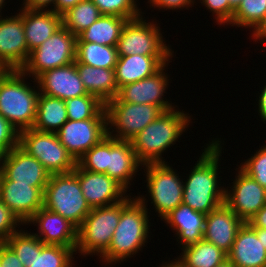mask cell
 Instances as JSON below:
<instances>
[{"mask_svg":"<svg viewBox=\"0 0 266 267\" xmlns=\"http://www.w3.org/2000/svg\"><path fill=\"white\" fill-rule=\"evenodd\" d=\"M221 140H212L202 154L188 179L183 182L182 204L204 213L217 209L225 202V188L219 187V159L222 151Z\"/></svg>","mask_w":266,"mask_h":267,"instance_id":"1","label":"cell"},{"mask_svg":"<svg viewBox=\"0 0 266 267\" xmlns=\"http://www.w3.org/2000/svg\"><path fill=\"white\" fill-rule=\"evenodd\" d=\"M149 216L145 197L126 196L121 201V216L108 250L100 257L103 264H117L133 257L148 241ZM132 255V256H131Z\"/></svg>","mask_w":266,"mask_h":267,"instance_id":"2","label":"cell"},{"mask_svg":"<svg viewBox=\"0 0 266 267\" xmlns=\"http://www.w3.org/2000/svg\"><path fill=\"white\" fill-rule=\"evenodd\" d=\"M184 111L173 108L162 112L153 122L130 140L138 160L148 163H165L162 153L176 144L189 127L190 117Z\"/></svg>","mask_w":266,"mask_h":267,"instance_id":"3","label":"cell"},{"mask_svg":"<svg viewBox=\"0 0 266 267\" xmlns=\"http://www.w3.org/2000/svg\"><path fill=\"white\" fill-rule=\"evenodd\" d=\"M25 77L21 70H9L0 80V114L18 132L33 127L40 94Z\"/></svg>","mask_w":266,"mask_h":267,"instance_id":"4","label":"cell"},{"mask_svg":"<svg viewBox=\"0 0 266 267\" xmlns=\"http://www.w3.org/2000/svg\"><path fill=\"white\" fill-rule=\"evenodd\" d=\"M43 207L61 215L77 228L91 211L73 171L50 175L43 194Z\"/></svg>","mask_w":266,"mask_h":267,"instance_id":"5","label":"cell"},{"mask_svg":"<svg viewBox=\"0 0 266 267\" xmlns=\"http://www.w3.org/2000/svg\"><path fill=\"white\" fill-rule=\"evenodd\" d=\"M121 216V201L99 208H93L78 228V242L75 252L102 256L109 248L115 228ZM78 251V252H77Z\"/></svg>","mask_w":266,"mask_h":267,"instance_id":"6","label":"cell"},{"mask_svg":"<svg viewBox=\"0 0 266 267\" xmlns=\"http://www.w3.org/2000/svg\"><path fill=\"white\" fill-rule=\"evenodd\" d=\"M77 37L63 25L38 48L30 52L21 71L36 79L43 72L65 66L76 61Z\"/></svg>","mask_w":266,"mask_h":267,"instance_id":"7","label":"cell"},{"mask_svg":"<svg viewBox=\"0 0 266 267\" xmlns=\"http://www.w3.org/2000/svg\"><path fill=\"white\" fill-rule=\"evenodd\" d=\"M19 146L35 157L50 174L72 172L77 161L60 142L56 133L33 128L19 132Z\"/></svg>","mask_w":266,"mask_h":267,"instance_id":"8","label":"cell"},{"mask_svg":"<svg viewBox=\"0 0 266 267\" xmlns=\"http://www.w3.org/2000/svg\"><path fill=\"white\" fill-rule=\"evenodd\" d=\"M116 48L118 56H173L174 52L165 44L160 27L143 15L125 23Z\"/></svg>","mask_w":266,"mask_h":267,"instance_id":"9","label":"cell"},{"mask_svg":"<svg viewBox=\"0 0 266 267\" xmlns=\"http://www.w3.org/2000/svg\"><path fill=\"white\" fill-rule=\"evenodd\" d=\"M105 110L107 135L124 141L132 140L163 112L154 104H131L128 102H108L105 104Z\"/></svg>","mask_w":266,"mask_h":267,"instance_id":"10","label":"cell"},{"mask_svg":"<svg viewBox=\"0 0 266 267\" xmlns=\"http://www.w3.org/2000/svg\"><path fill=\"white\" fill-rule=\"evenodd\" d=\"M146 182L152 204L163 220L172 210L182 204L183 180L173 167L165 163L144 164ZM178 175V176H177Z\"/></svg>","mask_w":266,"mask_h":267,"instance_id":"11","label":"cell"},{"mask_svg":"<svg viewBox=\"0 0 266 267\" xmlns=\"http://www.w3.org/2000/svg\"><path fill=\"white\" fill-rule=\"evenodd\" d=\"M229 191L225 189V204L244 222L266 204V189L240 168Z\"/></svg>","mask_w":266,"mask_h":267,"instance_id":"12","label":"cell"},{"mask_svg":"<svg viewBox=\"0 0 266 267\" xmlns=\"http://www.w3.org/2000/svg\"><path fill=\"white\" fill-rule=\"evenodd\" d=\"M29 55L23 27V8L12 17L3 18L0 15V65L8 70H21Z\"/></svg>","mask_w":266,"mask_h":267,"instance_id":"13","label":"cell"},{"mask_svg":"<svg viewBox=\"0 0 266 267\" xmlns=\"http://www.w3.org/2000/svg\"><path fill=\"white\" fill-rule=\"evenodd\" d=\"M56 134L77 161L107 136V119L68 120Z\"/></svg>","mask_w":266,"mask_h":267,"instance_id":"14","label":"cell"},{"mask_svg":"<svg viewBox=\"0 0 266 267\" xmlns=\"http://www.w3.org/2000/svg\"><path fill=\"white\" fill-rule=\"evenodd\" d=\"M168 67L164 65L154 75L139 80L137 82L123 85L119 88L116 98L109 102H128L131 104H154L157 105L163 112L171 110L174 107L173 103L164 100V93L169 85L167 73L164 70Z\"/></svg>","mask_w":266,"mask_h":267,"instance_id":"15","label":"cell"},{"mask_svg":"<svg viewBox=\"0 0 266 267\" xmlns=\"http://www.w3.org/2000/svg\"><path fill=\"white\" fill-rule=\"evenodd\" d=\"M73 172L91 209L116 204L128 196L127 190L107 174L86 171L78 164Z\"/></svg>","mask_w":266,"mask_h":267,"instance_id":"16","label":"cell"},{"mask_svg":"<svg viewBox=\"0 0 266 267\" xmlns=\"http://www.w3.org/2000/svg\"><path fill=\"white\" fill-rule=\"evenodd\" d=\"M0 172L8 180L38 187L43 193L51 175L35 157L19 145L4 155Z\"/></svg>","mask_w":266,"mask_h":267,"instance_id":"17","label":"cell"},{"mask_svg":"<svg viewBox=\"0 0 266 267\" xmlns=\"http://www.w3.org/2000/svg\"><path fill=\"white\" fill-rule=\"evenodd\" d=\"M33 82L37 83L35 87L39 89L41 94L57 97L64 101L88 94L75 62L47 70Z\"/></svg>","mask_w":266,"mask_h":267,"instance_id":"18","label":"cell"},{"mask_svg":"<svg viewBox=\"0 0 266 267\" xmlns=\"http://www.w3.org/2000/svg\"><path fill=\"white\" fill-rule=\"evenodd\" d=\"M43 194L38 187L8 180L0 172V200L23 224L43 208Z\"/></svg>","mask_w":266,"mask_h":267,"instance_id":"19","label":"cell"},{"mask_svg":"<svg viewBox=\"0 0 266 267\" xmlns=\"http://www.w3.org/2000/svg\"><path fill=\"white\" fill-rule=\"evenodd\" d=\"M38 226V233H33L44 244L70 247L74 251L78 242V228L61 215L43 207L27 222Z\"/></svg>","mask_w":266,"mask_h":267,"instance_id":"20","label":"cell"},{"mask_svg":"<svg viewBox=\"0 0 266 267\" xmlns=\"http://www.w3.org/2000/svg\"><path fill=\"white\" fill-rule=\"evenodd\" d=\"M244 222L224 203L206 214L203 240L228 254Z\"/></svg>","mask_w":266,"mask_h":267,"instance_id":"21","label":"cell"},{"mask_svg":"<svg viewBox=\"0 0 266 267\" xmlns=\"http://www.w3.org/2000/svg\"><path fill=\"white\" fill-rule=\"evenodd\" d=\"M142 165L130 141L117 140L107 135V175L110 178L127 190Z\"/></svg>","mask_w":266,"mask_h":267,"instance_id":"22","label":"cell"},{"mask_svg":"<svg viewBox=\"0 0 266 267\" xmlns=\"http://www.w3.org/2000/svg\"><path fill=\"white\" fill-rule=\"evenodd\" d=\"M173 56H118L115 66V81L118 89L123 85L148 78L158 72L164 65L172 62Z\"/></svg>","mask_w":266,"mask_h":267,"instance_id":"23","label":"cell"},{"mask_svg":"<svg viewBox=\"0 0 266 267\" xmlns=\"http://www.w3.org/2000/svg\"><path fill=\"white\" fill-rule=\"evenodd\" d=\"M227 258L235 267H266V249L247 223L238 230Z\"/></svg>","mask_w":266,"mask_h":267,"instance_id":"24","label":"cell"},{"mask_svg":"<svg viewBox=\"0 0 266 267\" xmlns=\"http://www.w3.org/2000/svg\"><path fill=\"white\" fill-rule=\"evenodd\" d=\"M206 215L186 206L179 205L163 221L173 229L181 248L203 240ZM179 239V240H178Z\"/></svg>","mask_w":266,"mask_h":267,"instance_id":"25","label":"cell"},{"mask_svg":"<svg viewBox=\"0 0 266 267\" xmlns=\"http://www.w3.org/2000/svg\"><path fill=\"white\" fill-rule=\"evenodd\" d=\"M62 26V15L52 10L23 8V27L29 52L38 48Z\"/></svg>","mask_w":266,"mask_h":267,"instance_id":"26","label":"cell"},{"mask_svg":"<svg viewBox=\"0 0 266 267\" xmlns=\"http://www.w3.org/2000/svg\"><path fill=\"white\" fill-rule=\"evenodd\" d=\"M75 64L88 94L96 96L104 104L117 97L119 89L114 69L93 67L77 60Z\"/></svg>","mask_w":266,"mask_h":267,"instance_id":"27","label":"cell"},{"mask_svg":"<svg viewBox=\"0 0 266 267\" xmlns=\"http://www.w3.org/2000/svg\"><path fill=\"white\" fill-rule=\"evenodd\" d=\"M67 121L65 101L40 93L36 119L32 128L41 132L56 133Z\"/></svg>","mask_w":266,"mask_h":267,"instance_id":"28","label":"cell"},{"mask_svg":"<svg viewBox=\"0 0 266 267\" xmlns=\"http://www.w3.org/2000/svg\"><path fill=\"white\" fill-rule=\"evenodd\" d=\"M128 20L114 15H101L86 30L77 36L76 42H91L116 46L123 26Z\"/></svg>","mask_w":266,"mask_h":267,"instance_id":"29","label":"cell"},{"mask_svg":"<svg viewBox=\"0 0 266 267\" xmlns=\"http://www.w3.org/2000/svg\"><path fill=\"white\" fill-rule=\"evenodd\" d=\"M179 258L189 267H215L227 259V254L214 244L200 240L181 248Z\"/></svg>","mask_w":266,"mask_h":267,"instance_id":"30","label":"cell"},{"mask_svg":"<svg viewBox=\"0 0 266 267\" xmlns=\"http://www.w3.org/2000/svg\"><path fill=\"white\" fill-rule=\"evenodd\" d=\"M76 60L93 67L115 69L117 48L91 42H76Z\"/></svg>","mask_w":266,"mask_h":267,"instance_id":"31","label":"cell"},{"mask_svg":"<svg viewBox=\"0 0 266 267\" xmlns=\"http://www.w3.org/2000/svg\"><path fill=\"white\" fill-rule=\"evenodd\" d=\"M74 252L70 247L44 244L35 236V256L29 267H72Z\"/></svg>","mask_w":266,"mask_h":267,"instance_id":"32","label":"cell"},{"mask_svg":"<svg viewBox=\"0 0 266 267\" xmlns=\"http://www.w3.org/2000/svg\"><path fill=\"white\" fill-rule=\"evenodd\" d=\"M101 15L91 0H83L62 14V25L77 37Z\"/></svg>","mask_w":266,"mask_h":267,"instance_id":"33","label":"cell"},{"mask_svg":"<svg viewBox=\"0 0 266 267\" xmlns=\"http://www.w3.org/2000/svg\"><path fill=\"white\" fill-rule=\"evenodd\" d=\"M68 120L107 119L105 104L87 94L65 101Z\"/></svg>","mask_w":266,"mask_h":267,"instance_id":"34","label":"cell"},{"mask_svg":"<svg viewBox=\"0 0 266 267\" xmlns=\"http://www.w3.org/2000/svg\"><path fill=\"white\" fill-rule=\"evenodd\" d=\"M266 15V0H242L234 11L229 25L253 28L254 31Z\"/></svg>","mask_w":266,"mask_h":267,"instance_id":"35","label":"cell"},{"mask_svg":"<svg viewBox=\"0 0 266 267\" xmlns=\"http://www.w3.org/2000/svg\"><path fill=\"white\" fill-rule=\"evenodd\" d=\"M77 164L86 171L107 174V136L82 155Z\"/></svg>","mask_w":266,"mask_h":267,"instance_id":"36","label":"cell"},{"mask_svg":"<svg viewBox=\"0 0 266 267\" xmlns=\"http://www.w3.org/2000/svg\"><path fill=\"white\" fill-rule=\"evenodd\" d=\"M16 253L18 259L29 267L35 256V235L22 229L13 233L5 241Z\"/></svg>","mask_w":266,"mask_h":267,"instance_id":"37","label":"cell"},{"mask_svg":"<svg viewBox=\"0 0 266 267\" xmlns=\"http://www.w3.org/2000/svg\"><path fill=\"white\" fill-rule=\"evenodd\" d=\"M100 10L102 15H114L135 19L141 16V9H138L137 0H91Z\"/></svg>","mask_w":266,"mask_h":267,"instance_id":"38","label":"cell"},{"mask_svg":"<svg viewBox=\"0 0 266 267\" xmlns=\"http://www.w3.org/2000/svg\"><path fill=\"white\" fill-rule=\"evenodd\" d=\"M266 189V144L239 167Z\"/></svg>","mask_w":266,"mask_h":267,"instance_id":"39","label":"cell"},{"mask_svg":"<svg viewBox=\"0 0 266 267\" xmlns=\"http://www.w3.org/2000/svg\"><path fill=\"white\" fill-rule=\"evenodd\" d=\"M23 223L18 217L0 200V242H5L13 233L19 231L16 228Z\"/></svg>","mask_w":266,"mask_h":267,"instance_id":"40","label":"cell"},{"mask_svg":"<svg viewBox=\"0 0 266 267\" xmlns=\"http://www.w3.org/2000/svg\"><path fill=\"white\" fill-rule=\"evenodd\" d=\"M200 2L215 14L219 25H228L231 22L235 10L230 6L229 0H200Z\"/></svg>","mask_w":266,"mask_h":267,"instance_id":"41","label":"cell"},{"mask_svg":"<svg viewBox=\"0 0 266 267\" xmlns=\"http://www.w3.org/2000/svg\"><path fill=\"white\" fill-rule=\"evenodd\" d=\"M19 145V132L0 114V149L6 154Z\"/></svg>","mask_w":266,"mask_h":267,"instance_id":"42","label":"cell"},{"mask_svg":"<svg viewBox=\"0 0 266 267\" xmlns=\"http://www.w3.org/2000/svg\"><path fill=\"white\" fill-rule=\"evenodd\" d=\"M0 265L1 267H25L6 242H0Z\"/></svg>","mask_w":266,"mask_h":267,"instance_id":"43","label":"cell"},{"mask_svg":"<svg viewBox=\"0 0 266 267\" xmlns=\"http://www.w3.org/2000/svg\"><path fill=\"white\" fill-rule=\"evenodd\" d=\"M195 0H148V3L151 6H154V8L158 7L159 10L164 8V10H177V9H182L183 8H189V6L191 7L192 4L194 5ZM166 8V9H165Z\"/></svg>","mask_w":266,"mask_h":267,"instance_id":"44","label":"cell"},{"mask_svg":"<svg viewBox=\"0 0 266 267\" xmlns=\"http://www.w3.org/2000/svg\"><path fill=\"white\" fill-rule=\"evenodd\" d=\"M81 1L83 0H55L54 7L51 6L50 10L56 14L62 15Z\"/></svg>","mask_w":266,"mask_h":267,"instance_id":"45","label":"cell"},{"mask_svg":"<svg viewBox=\"0 0 266 267\" xmlns=\"http://www.w3.org/2000/svg\"><path fill=\"white\" fill-rule=\"evenodd\" d=\"M251 228L266 229V204L247 223Z\"/></svg>","mask_w":266,"mask_h":267,"instance_id":"46","label":"cell"},{"mask_svg":"<svg viewBox=\"0 0 266 267\" xmlns=\"http://www.w3.org/2000/svg\"><path fill=\"white\" fill-rule=\"evenodd\" d=\"M55 0H24L23 7L29 10H46L49 8L48 6L52 4L54 7ZM46 7V8H45ZM45 8V9H44Z\"/></svg>","mask_w":266,"mask_h":267,"instance_id":"47","label":"cell"},{"mask_svg":"<svg viewBox=\"0 0 266 267\" xmlns=\"http://www.w3.org/2000/svg\"><path fill=\"white\" fill-rule=\"evenodd\" d=\"M252 34L253 35L251 37L255 39L254 40L255 42L256 40L257 41L263 40V42H266V15L264 19L262 20V22L259 24V26L253 31Z\"/></svg>","mask_w":266,"mask_h":267,"instance_id":"48","label":"cell"},{"mask_svg":"<svg viewBox=\"0 0 266 267\" xmlns=\"http://www.w3.org/2000/svg\"><path fill=\"white\" fill-rule=\"evenodd\" d=\"M262 89L258 99V112L261 119L266 122V85Z\"/></svg>","mask_w":266,"mask_h":267,"instance_id":"49","label":"cell"},{"mask_svg":"<svg viewBox=\"0 0 266 267\" xmlns=\"http://www.w3.org/2000/svg\"><path fill=\"white\" fill-rule=\"evenodd\" d=\"M175 260V261H174ZM171 260L170 262H165L160 267H189L184 261H182L179 257Z\"/></svg>","mask_w":266,"mask_h":267,"instance_id":"50","label":"cell"},{"mask_svg":"<svg viewBox=\"0 0 266 267\" xmlns=\"http://www.w3.org/2000/svg\"><path fill=\"white\" fill-rule=\"evenodd\" d=\"M256 234L259 240L262 242L263 247L266 249V229L263 228H252Z\"/></svg>","mask_w":266,"mask_h":267,"instance_id":"51","label":"cell"},{"mask_svg":"<svg viewBox=\"0 0 266 267\" xmlns=\"http://www.w3.org/2000/svg\"><path fill=\"white\" fill-rule=\"evenodd\" d=\"M215 267H235L232 262L227 258L225 259L222 263H220L219 265L215 266Z\"/></svg>","mask_w":266,"mask_h":267,"instance_id":"52","label":"cell"},{"mask_svg":"<svg viewBox=\"0 0 266 267\" xmlns=\"http://www.w3.org/2000/svg\"><path fill=\"white\" fill-rule=\"evenodd\" d=\"M241 1L242 0H229V4L234 10H236L237 7L240 5Z\"/></svg>","mask_w":266,"mask_h":267,"instance_id":"53","label":"cell"},{"mask_svg":"<svg viewBox=\"0 0 266 267\" xmlns=\"http://www.w3.org/2000/svg\"><path fill=\"white\" fill-rule=\"evenodd\" d=\"M8 71L9 70L6 67L0 65V80Z\"/></svg>","mask_w":266,"mask_h":267,"instance_id":"54","label":"cell"},{"mask_svg":"<svg viewBox=\"0 0 266 267\" xmlns=\"http://www.w3.org/2000/svg\"><path fill=\"white\" fill-rule=\"evenodd\" d=\"M4 155H5V153L0 149V171H1V168H2Z\"/></svg>","mask_w":266,"mask_h":267,"instance_id":"55","label":"cell"},{"mask_svg":"<svg viewBox=\"0 0 266 267\" xmlns=\"http://www.w3.org/2000/svg\"><path fill=\"white\" fill-rule=\"evenodd\" d=\"M4 5H5V0H0V14H1V11H2L1 9L5 7Z\"/></svg>","mask_w":266,"mask_h":267,"instance_id":"56","label":"cell"}]
</instances>
